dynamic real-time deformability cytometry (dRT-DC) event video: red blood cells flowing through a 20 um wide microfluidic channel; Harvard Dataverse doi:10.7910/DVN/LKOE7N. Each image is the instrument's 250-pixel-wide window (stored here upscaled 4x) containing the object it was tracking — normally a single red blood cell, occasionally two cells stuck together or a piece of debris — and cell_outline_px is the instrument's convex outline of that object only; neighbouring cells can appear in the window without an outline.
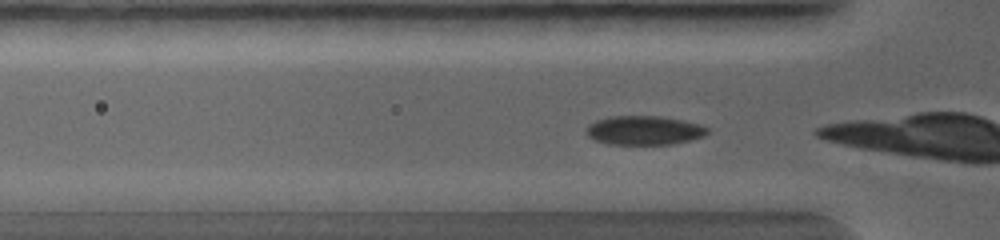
{"species": "common noctule bat (a hibernating species)", "species_latin": "Nyctalus noctula", "temperature_condition": "warm", "stored_images_in_passage": 29, "camera_frame_rate_fps": 5000, "um_per_image_px": 0.085, "animal": {"sex": "female", "body_mass_g": 19.0, "forearm_length_mm": 56.7}, "frame": {"image": 1, "passage_image": 2, "time_ms": 0.2, "image_size_px": [1000, 240], "cell_outline_px": [[708, 132], [704, 136], [672, 144], [608, 144], [596, 140], [588, 136], [584, 132], [588, 124], [596, 120], [608, 116], [660, 116], [684, 120], [700, 124], [708, 128]], "centroid_in_image_um": [54.72, 11.07], "position_along_channel_um": 71.1, "area_um2": 20.58}}
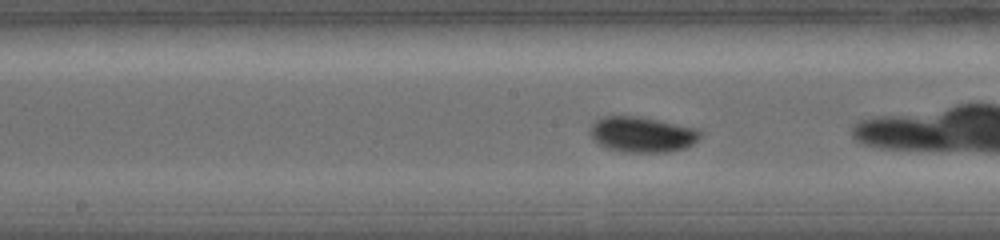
{"frame": {"image": 2, "passage_image": 11, "time_ms": 2.0, "image_size_px": [1000, 240], "cell_outline_px": [[704, 132], [692, 144], [684, 148], [668, 152], [628, 152], [608, 148], [592, 140], [588, 132], [592, 124], [600, 116], [640, 116], [700, 128]], "centroid_in_image_um": [54.59, 11.41], "position_along_channel_um": 193.6, "area_um2": 23.12}}
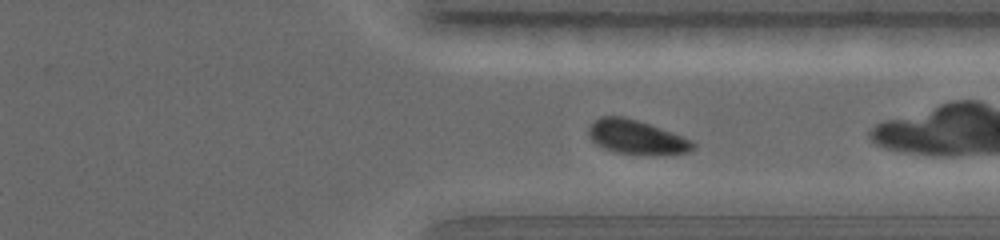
{"frame": {"image": 3, "passage_image": 23, "time_ms": 4.4, "image_size_px": [1000, 240], "cell_outline_px": [[696, 144], [688, 152], [616, 152], [604, 148], [596, 144], [588, 136], [588, 128], [600, 116], [624, 116], [684, 136], [692, 140]], "centroid_in_image_um": [54.04, 11.6], "position_along_channel_um": 357.4, "area_um2": 19.77}}